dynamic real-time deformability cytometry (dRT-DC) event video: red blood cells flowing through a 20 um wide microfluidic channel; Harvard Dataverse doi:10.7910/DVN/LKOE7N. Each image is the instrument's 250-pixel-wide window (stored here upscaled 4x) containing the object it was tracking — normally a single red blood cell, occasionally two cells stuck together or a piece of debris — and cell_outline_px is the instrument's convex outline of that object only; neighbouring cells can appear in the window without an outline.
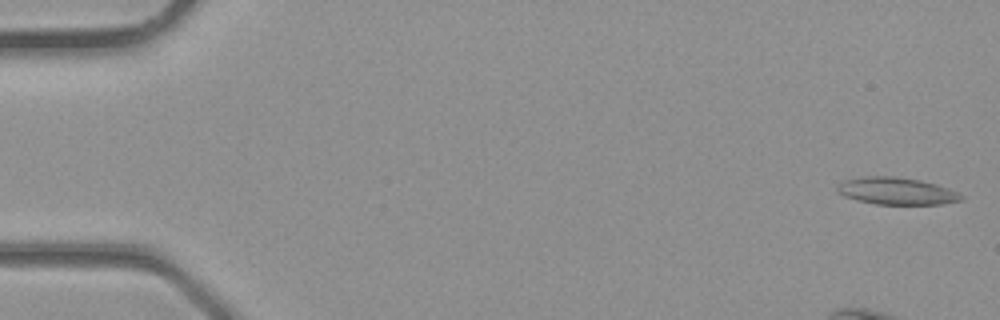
{"species": "common noctule bat (a hibernating species)", "species_latin": "Nyctalus noctula", "temperature_condition": "room temperature", "stored_images_in_passage": 4, "camera_frame_rate_fps": 3000, "um_per_image_px": 0.085, "animal": {"sex": "male", "body_mass_g": 23.1, "forearm_length_mm": 52.7}, "frame": {"image": 1, "passage_image": 1, "time_ms": 0.0, "image_size_px": [1000, 320], "cell_outline_px": [[964, 200], [940, 204], [876, 204], [856, 200], [844, 196], [836, 192], [836, 184], [840, 180], [860, 176], [896, 176], [920, 180], [936, 184], [948, 188], [964, 196]], "centroid_in_image_um": [76.13, 16.22], "position_along_channel_um": 8.9, "area_um2": 19.94}}